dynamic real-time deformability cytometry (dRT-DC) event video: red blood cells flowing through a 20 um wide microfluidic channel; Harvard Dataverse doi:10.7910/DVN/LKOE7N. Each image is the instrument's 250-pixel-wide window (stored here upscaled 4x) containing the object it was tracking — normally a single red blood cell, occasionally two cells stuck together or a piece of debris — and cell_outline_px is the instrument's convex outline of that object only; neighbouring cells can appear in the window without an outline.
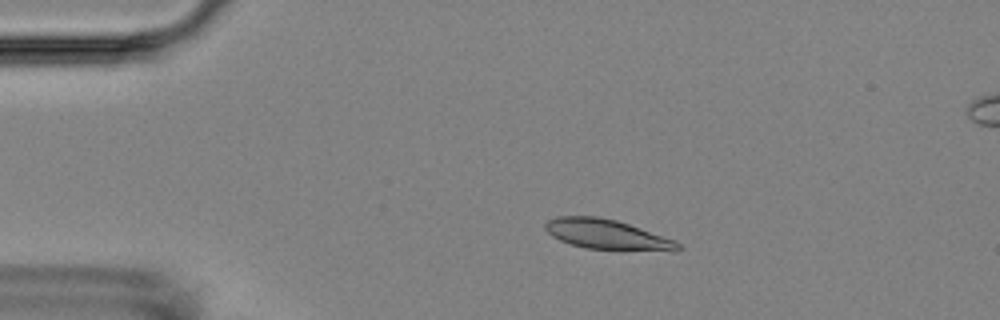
{"species": "Egyptian fruit bat (a non-hibernating species)", "species_latin": "Rousettus aegyptiacus", "temperature_condition": "room temperature", "stored_images_in_passage": 5, "camera_frame_rate_fps": 3000, "um_per_image_px": 0.085, "animal": {"sex": "female"}, "frame": {"image": 1, "passage_image": 2, "time_ms": 1.0, "image_size_px": [1000, 320], "cell_outline_px": [[684, 248], [676, 252], [588, 248], [572, 244], [560, 240], [552, 236], [544, 228], [544, 224], [548, 220], [556, 216], [596, 216], [616, 220], [676, 240]], "centroid_in_image_um": [51.65, 19.94], "position_along_channel_um": 33.3, "area_um2": 23.24}}